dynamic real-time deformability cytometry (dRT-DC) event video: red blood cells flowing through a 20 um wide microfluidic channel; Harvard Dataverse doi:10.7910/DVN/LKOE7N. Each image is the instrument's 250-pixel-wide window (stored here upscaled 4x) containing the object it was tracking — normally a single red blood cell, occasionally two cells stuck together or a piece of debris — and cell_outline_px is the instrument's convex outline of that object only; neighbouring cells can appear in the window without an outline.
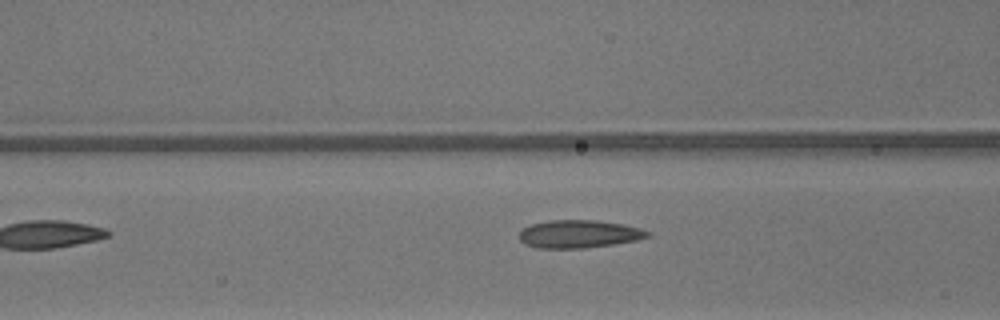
{"species": "common noctule bat (a hibernating species)", "species_latin": "Nyctalus noctula", "temperature_condition": "warm", "stored_images_in_passage": 13, "camera_frame_rate_fps": 3000, "um_per_image_px": 0.085, "animal": {"sex": "male", "body_mass_g": 13.3}, "frame": {"image": 1, "passage_image": 5, "time_ms": 1.333, "image_size_px": [1000, 320], "cell_outline_px": [[652, 236], [636, 240], [612, 244], [584, 248], [536, 248], [524, 244], [520, 240], [520, 232], [524, 228], [532, 224], [548, 220], [596, 220], [624, 224], [640, 228], [652, 232]], "centroid_in_image_um": [49.24, 19.89], "position_along_channel_um": 117.4, "area_um2": 20.92}}
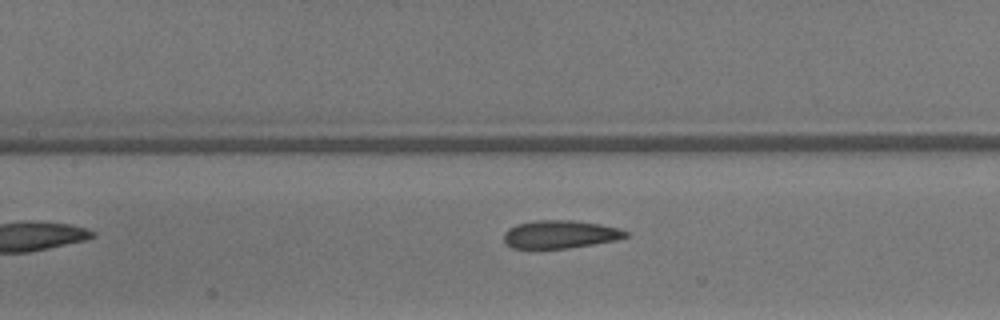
{"frame": {"image": 2, "passage_image": 8, "time_ms": 2.333, "image_size_px": [1000, 320], "cell_outline_px": [[628, 236], [616, 240], [568, 248], [512, 248], [504, 244], [504, 232], [508, 228], [516, 224], [536, 220], [576, 220], [600, 224], [620, 228], [628, 232]], "centroid_in_image_um": [47.59, 19.91], "position_along_channel_um": 159.8, "area_um2": 20.0}}
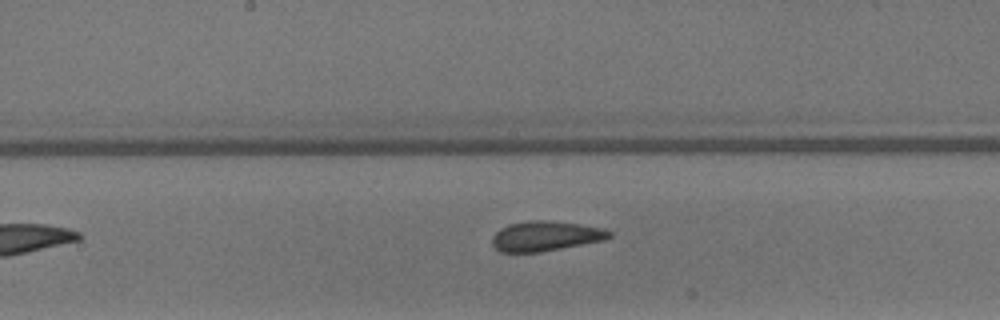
{"frame": {"image": 3, "passage_image": 11, "time_ms": 3.333, "image_size_px": [1000, 320], "cell_outline_px": [[612, 236], [604, 240], [540, 252], [500, 252], [492, 244], [492, 236], [500, 228], [508, 224], [536, 220], [540, 220], [580, 224], [604, 228], [612, 232]], "centroid_in_image_um": [46.37, 20.07], "position_along_channel_um": 201.8, "area_um2": 20.29}}